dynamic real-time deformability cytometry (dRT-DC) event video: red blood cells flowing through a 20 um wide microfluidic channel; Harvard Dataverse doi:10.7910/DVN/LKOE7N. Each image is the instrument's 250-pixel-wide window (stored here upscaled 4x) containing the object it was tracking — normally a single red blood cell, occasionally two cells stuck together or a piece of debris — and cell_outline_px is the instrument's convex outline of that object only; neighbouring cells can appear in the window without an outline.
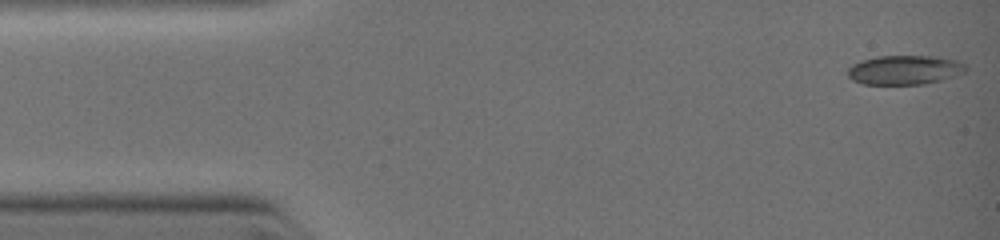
{"species": "common noctule bat (a hibernating species)", "species_latin": "Nyctalus noctula", "temperature_condition": "warm", "stored_images_in_passage": 26, "camera_frame_rate_fps": 3000, "um_per_image_px": 0.085, "animal": {"sex": "female", "body_mass_g": 19.0, "forearm_length_mm": 51.5}, "frame": {"image": 1, "passage_image": 1, "time_ms": 0.0, "image_size_px": [1000, 240], "cell_outline_px": [[968, 68], [964, 72], [956, 76], [924, 84], [864, 84], [852, 80], [848, 76], [848, 68], [852, 64], [860, 60], [876, 56], [940, 56], [956, 60], [968, 64]], "centroid_in_image_um": [76.92, 5.93], "position_along_channel_um": 8.1, "area_um2": 20.4}}
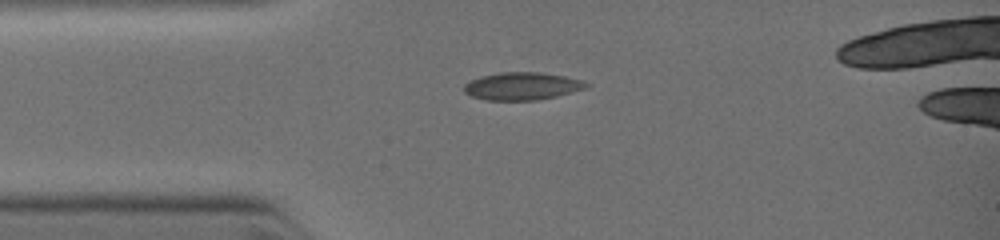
{"frame": {"image": 2, "passage_image": 15, "time_ms": 2.333, "image_size_px": [1000, 240], "cell_outline_px": [[592, 84], [584, 88], [572, 92], [556, 96], [536, 100], [484, 100], [472, 96], [464, 92], [464, 84], [480, 76], [500, 72], [540, 72], [564, 76], [584, 80]], "centroid_in_image_um": [44.39, 7.31], "position_along_channel_um": 40.6, "area_um2": 19.71}}